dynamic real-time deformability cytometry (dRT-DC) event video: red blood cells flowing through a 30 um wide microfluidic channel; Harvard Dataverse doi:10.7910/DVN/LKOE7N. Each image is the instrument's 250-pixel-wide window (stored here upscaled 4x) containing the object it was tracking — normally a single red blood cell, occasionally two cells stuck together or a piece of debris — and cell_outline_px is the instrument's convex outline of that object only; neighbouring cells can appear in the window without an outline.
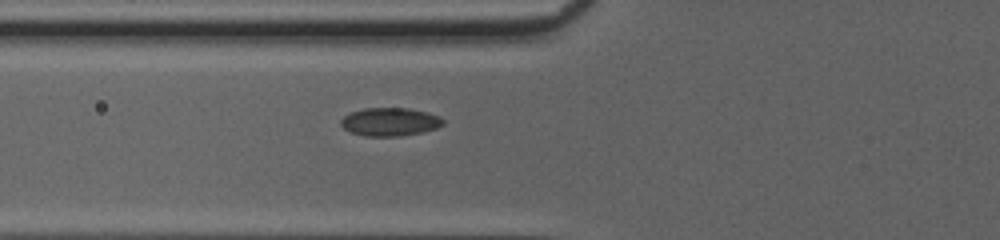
{"species": "common noctule bat (a hibernating species)", "species_latin": "Nyctalus noctula", "temperature_condition": "cold", "stored_images_in_passage": 35, "camera_frame_rate_fps": 3000, "um_per_image_px": 0.085, "animal": {"sex": "female", "body_mass_g": 20.0, "forearm_length_mm": 54.0}, "frame": {"image": 1, "passage_image": 4, "time_ms": 1.0, "image_size_px": [1000, 240], "cell_outline_px": [[444, 124], [436, 128], [424, 132], [400, 136], [364, 136], [352, 132], [344, 128], [340, 124], [340, 120], [344, 116], [352, 112], [364, 108], [408, 108], [428, 112], [440, 116], [444, 120]], "centroid_in_image_um": [33.17, 10.35], "position_along_channel_um": 92.6, "area_um2": 16.88}}
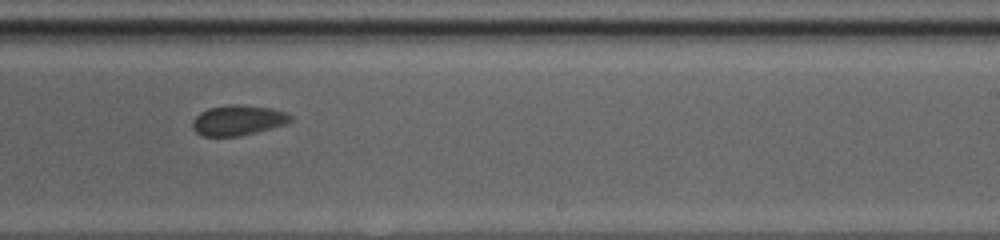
{"frame": {"image": 2, "passage_image": 17, "time_ms": 5.333, "image_size_px": [1000, 240], "cell_outline_px": [[292, 120], [284, 124], [236, 136], [200, 136], [192, 128], [192, 120], [200, 112], [208, 108], [228, 104], [240, 104], [272, 108], [284, 112], [292, 116]], "centroid_in_image_um": [20.16, 10.2], "position_along_channel_um": 268.8, "area_um2": 17.11}}
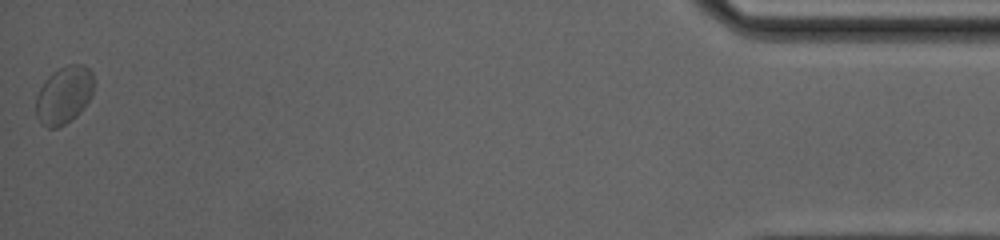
{"frame": {"image": 3, "passage_image": 35, "time_ms": 11.333, "image_size_px": [1000, 240], "cell_outline_px": [[96, 84], [92, 96], [80, 112], [76, 116], [64, 124], [56, 128], [48, 128], [40, 124], [36, 116], [36, 96], [44, 80], [52, 72], [68, 64], [84, 64], [92, 72]], "centroid_in_image_um": [5.46, 8.06], "position_along_channel_um": 429.7, "area_um2": 19.83}, "authors_computed_cell_mechanics": {"area_um2": 17.629, "velocity_mm_per_s": 4.0655, "shape_relaxation_time_tau1_ms": 1.8797, "shape_relaxation_time_tau2_ms": 0.9114, "deformation_change_tau1": 0.0446, "deformation_change_tau2": 0.053}}